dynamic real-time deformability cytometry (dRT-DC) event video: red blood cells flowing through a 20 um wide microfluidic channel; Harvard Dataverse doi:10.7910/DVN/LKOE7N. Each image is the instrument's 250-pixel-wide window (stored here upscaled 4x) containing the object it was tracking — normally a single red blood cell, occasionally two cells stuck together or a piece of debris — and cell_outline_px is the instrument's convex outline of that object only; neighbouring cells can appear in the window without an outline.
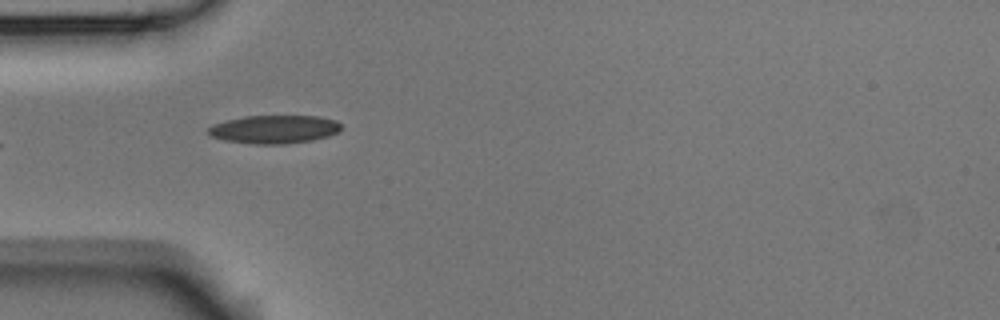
{"species": "Egyptian fruit bat (a non-hibernating species)", "species_latin": "Rousettus aegyptiacus", "temperature_condition": "room temperature", "stored_images_in_passage": 5, "camera_frame_rate_fps": 3000, "um_per_image_px": 0.085, "animal": {"sex": "male"}, "frame": {"image": 1, "passage_image": 4, "time_ms": 1.0, "image_size_px": [1000, 320], "cell_outline_px": [[340, 132], [328, 136], [312, 140], [284, 144], [256, 144], [224, 140], [212, 136], [208, 132], [208, 128], [212, 124], [244, 116], [316, 116], [336, 120], [340, 124]], "centroid_in_image_um": [23.32, 10.99], "position_along_channel_um": 61.7, "area_um2": 21.79}}
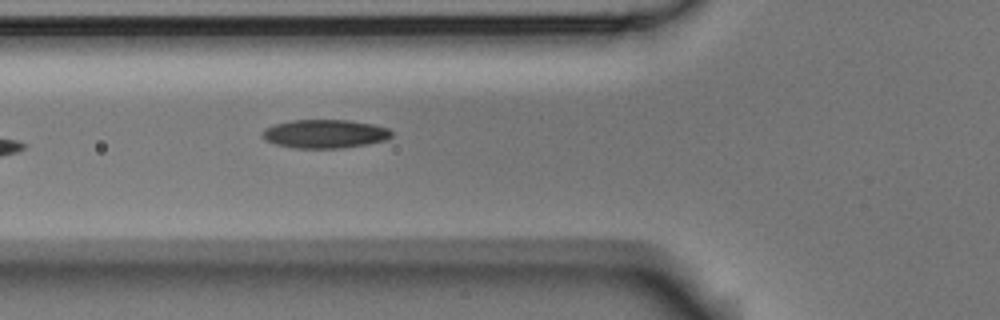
{"frame": {"image": 2, "passage_image": 5, "time_ms": 1.333, "image_size_px": [1000, 320], "cell_outline_px": [[392, 136], [388, 140], [368, 144], [340, 148], [292, 148], [276, 144], [264, 140], [264, 128], [276, 124], [292, 120], [348, 120], [372, 124], [388, 128], [392, 132]], "centroid_in_image_um": [27.65, 11.38], "position_along_channel_um": 98.2, "area_um2": 21.5}}